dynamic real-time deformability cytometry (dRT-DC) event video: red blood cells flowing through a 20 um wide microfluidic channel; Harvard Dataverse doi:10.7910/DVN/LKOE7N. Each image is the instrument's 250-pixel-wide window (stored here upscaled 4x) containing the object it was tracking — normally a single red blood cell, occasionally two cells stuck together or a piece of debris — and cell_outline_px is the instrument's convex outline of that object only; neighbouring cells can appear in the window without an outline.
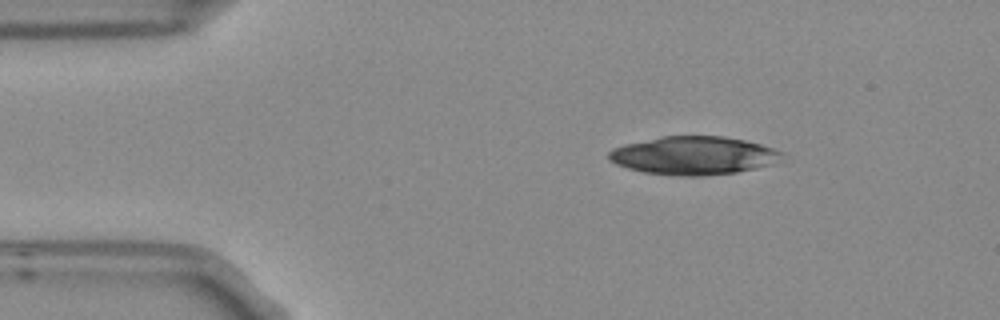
{"species": "Egyptian fruit bat (a non-hibernating species)", "species_latin": "Rousettus aegyptiacus", "temperature_condition": "room temperature", "stored_images_in_passage": 4, "camera_frame_rate_fps": 3000, "um_per_image_px": 0.085, "frame": {"image": 1, "passage_image": 2, "time_ms": 0.333, "image_size_px": [1000, 320], "cell_outline_px": [[784, 152], [772, 164], [756, 168], [736, 172], [704, 176], [680, 176], [644, 172], [628, 168], [616, 164], [608, 160], [608, 152], [612, 148], [624, 144], [664, 136], [724, 136], [744, 140], [760, 144]], "centroid_in_image_um": [58.91, 13.22], "position_along_channel_um": 26.1, "area_um2": 38.44}}